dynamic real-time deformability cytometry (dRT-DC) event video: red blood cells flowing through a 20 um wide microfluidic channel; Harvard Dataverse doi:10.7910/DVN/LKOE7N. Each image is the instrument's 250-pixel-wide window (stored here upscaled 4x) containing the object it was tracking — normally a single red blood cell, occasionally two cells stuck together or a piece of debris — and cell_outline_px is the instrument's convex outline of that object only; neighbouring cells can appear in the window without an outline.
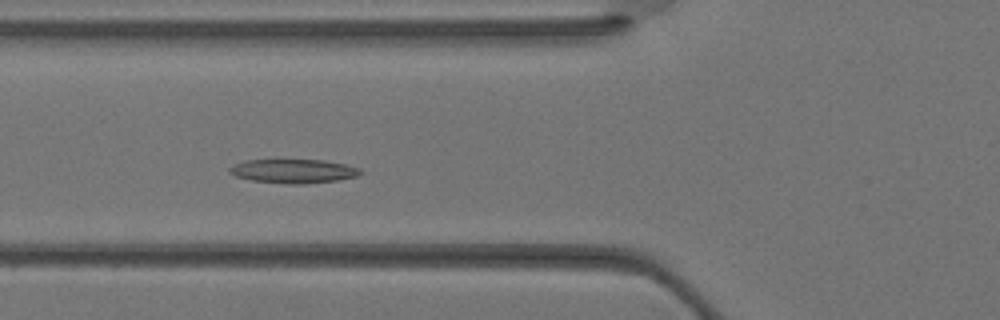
{"species": "Egyptian fruit bat (a non-hibernating species)", "species_latin": "Rousettus aegyptiacus", "temperature_condition": "warm", "stored_images_in_passage": 33, "camera_frame_rate_fps": 3000, "um_per_image_px": 0.085, "animal": {"sex": "female"}, "frame": {"image": 1, "passage_image": 10, "time_ms": 3.0, "image_size_px": [1000, 320], "cell_outline_px": [[364, 172], [356, 176], [336, 180], [304, 184], [288, 184], [252, 180], [236, 176], [228, 172], [228, 168], [232, 164], [244, 160], [324, 160], [344, 164], [360, 168]], "centroid_in_image_um": [24.91, 14.54], "position_along_channel_um": 100.9, "area_um2": 18.26}}
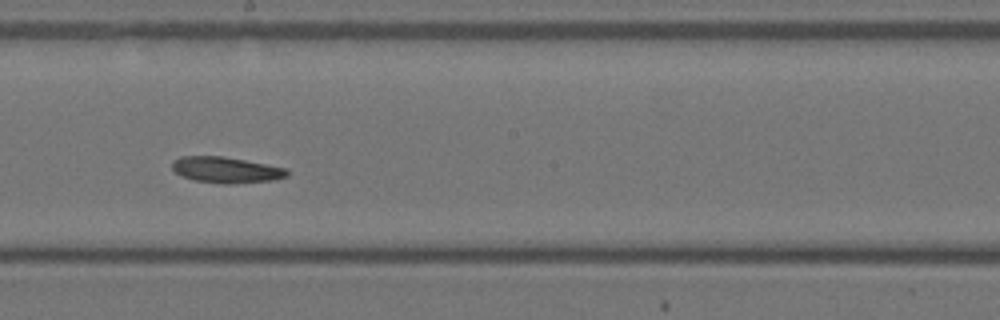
{"frame": {"image": 2, "passage_image": 17, "time_ms": 5.333, "image_size_px": [1000, 320], "cell_outline_px": [[288, 176], [272, 180], [232, 184], [224, 184], [196, 180], [180, 176], [172, 168], [172, 160], [180, 156], [224, 156], [288, 168]], "centroid_in_image_um": [19.21, 14.43], "position_along_channel_um": 229.0, "area_um2": 17.51}}
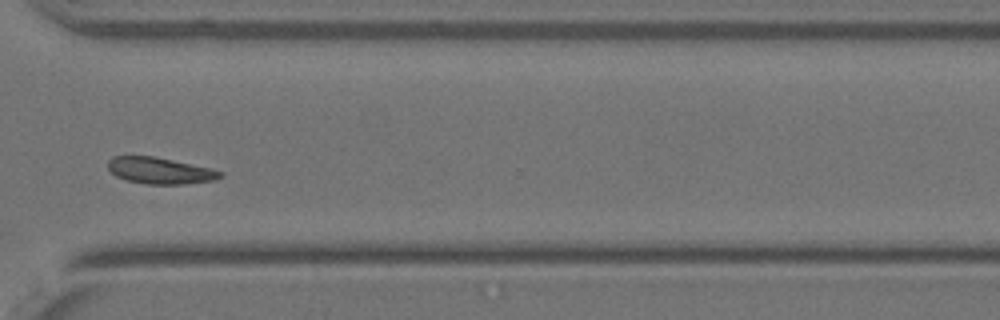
{"frame": {"image": 3, "passage_image": 24, "time_ms": 7.667, "image_size_px": [1000, 320], "cell_outline_px": [[224, 176], [216, 180], [184, 184], [144, 184], [124, 180], [116, 176], [108, 168], [108, 160], [112, 156], [156, 156], [212, 168], [224, 172]], "centroid_in_image_um": [13.63, 14.5], "position_along_channel_um": 357.0, "area_um2": 17.63}}